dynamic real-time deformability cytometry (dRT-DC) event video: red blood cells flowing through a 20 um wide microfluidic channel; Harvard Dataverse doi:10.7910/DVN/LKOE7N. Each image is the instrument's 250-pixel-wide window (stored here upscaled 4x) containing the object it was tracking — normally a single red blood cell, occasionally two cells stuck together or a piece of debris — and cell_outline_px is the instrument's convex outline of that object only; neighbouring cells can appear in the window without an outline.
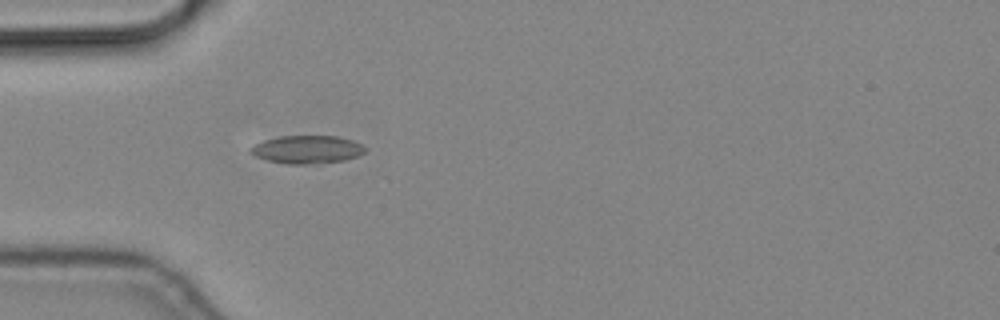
{"species": "common noctule bat (a hibernating species)", "species_latin": "Nyctalus noctula", "temperature_condition": "cold", "stored_images_in_passage": 4, "camera_frame_rate_fps": 3000, "um_per_image_px": 0.085, "animal": {"sex": "male", "body_mass_g": 19.2, "forearm_length_mm": 51.8}, "frame": {"image": 1, "passage_image": 4, "time_ms": 1.0, "image_size_px": [1000, 320], "cell_outline_px": [[364, 152], [356, 156], [344, 160], [320, 164], [284, 164], [268, 160], [256, 156], [252, 152], [252, 148], [256, 144], [264, 140], [276, 136], [336, 136], [352, 140], [360, 144], [364, 148]], "centroid_in_image_um": [26.11, 12.71], "position_along_channel_um": 58.9, "area_um2": 18.5}}